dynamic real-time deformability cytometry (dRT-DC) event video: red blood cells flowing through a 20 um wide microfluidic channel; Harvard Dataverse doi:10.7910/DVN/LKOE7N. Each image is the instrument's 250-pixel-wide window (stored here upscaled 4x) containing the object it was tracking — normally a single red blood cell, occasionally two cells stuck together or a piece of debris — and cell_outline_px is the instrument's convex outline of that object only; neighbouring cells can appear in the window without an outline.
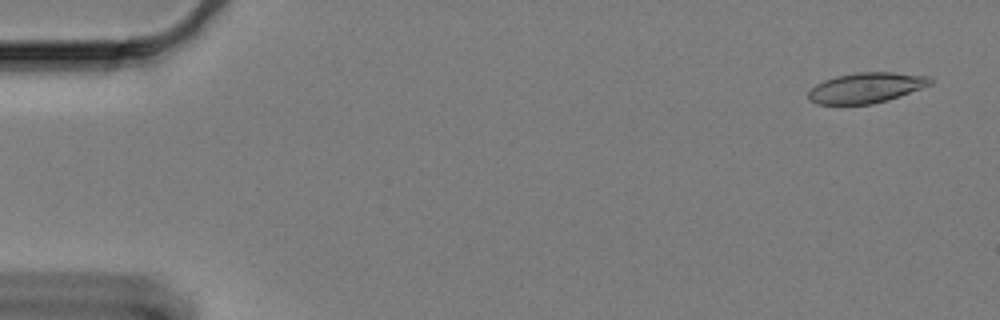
{"species": "Egyptian fruit bat (a non-hibernating species)", "species_latin": "Rousettus aegyptiacus", "temperature_condition": "cold", "stored_images_in_passage": 16, "camera_frame_rate_fps": 3000, "um_per_image_px": 0.085, "animal": {"sex": "female"}, "frame": {"image": 1, "passage_image": 3, "time_ms": 0.667, "image_size_px": [1000, 320], "cell_outline_px": [[932, 84], [900, 96], [888, 100], [872, 104], [816, 104], [808, 100], [808, 92], [816, 84], [824, 80], [836, 76], [856, 72], [892, 72], [928, 76], [932, 80]], "centroid_in_image_um": [73.6, 7.46], "position_along_channel_um": 11.4, "area_um2": 21.56}}